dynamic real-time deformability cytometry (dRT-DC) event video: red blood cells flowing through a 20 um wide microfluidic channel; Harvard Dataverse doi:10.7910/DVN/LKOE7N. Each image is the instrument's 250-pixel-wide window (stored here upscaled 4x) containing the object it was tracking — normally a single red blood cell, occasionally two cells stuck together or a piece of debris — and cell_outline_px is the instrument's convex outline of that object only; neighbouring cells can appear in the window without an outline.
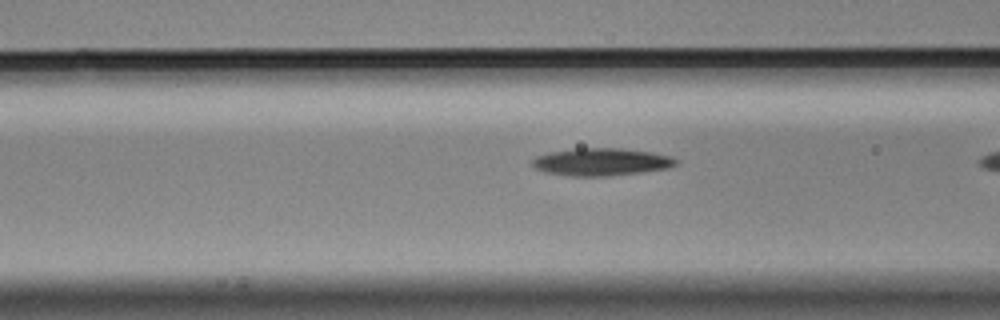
{"species": "Egyptian fruit bat (a non-hibernating species)", "species_latin": "Rousettus aegyptiacus", "temperature_condition": "cold", "stored_images_in_passage": 41, "camera_frame_rate_fps": 3000, "um_per_image_px": 0.085, "animal": {"sex": "male"}, "frame": {"image": 1, "passage_image": 18, "time_ms": 5.667, "image_size_px": [1000, 320], "cell_outline_px": [[680, 160], [676, 164], [668, 168], [640, 172], [604, 176], [568, 176], [544, 172], [536, 168], [532, 164], [532, 160], [536, 156], [548, 152], [576, 148], [620, 148], [652, 152], [672, 156]], "centroid_in_image_um": [51.11, 13.75], "position_along_channel_um": 115.5, "area_um2": 23.12}}
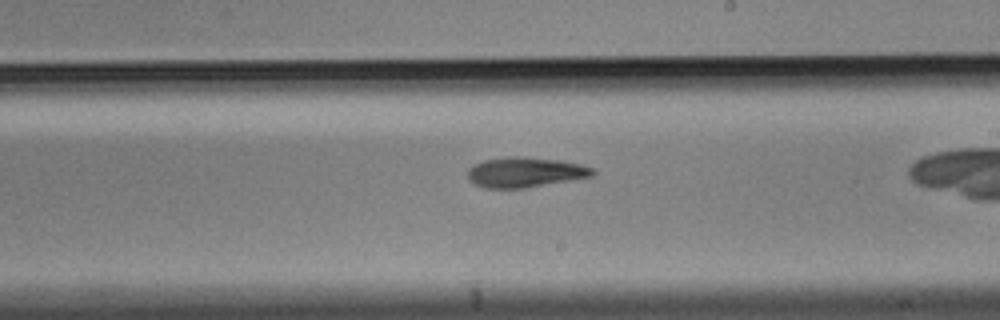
{"frame": {"image": 2, "passage_image": 29, "time_ms": 9.333, "image_size_px": [1000, 320], "cell_outline_px": [[596, 172], [592, 176], [524, 188], [484, 188], [468, 180], [468, 168], [472, 164], [484, 160], [512, 156], [516, 156], [556, 160], [580, 164], [592, 168]], "centroid_in_image_um": [44.58, 14.64], "position_along_channel_um": 244.4, "area_um2": 21.68}}
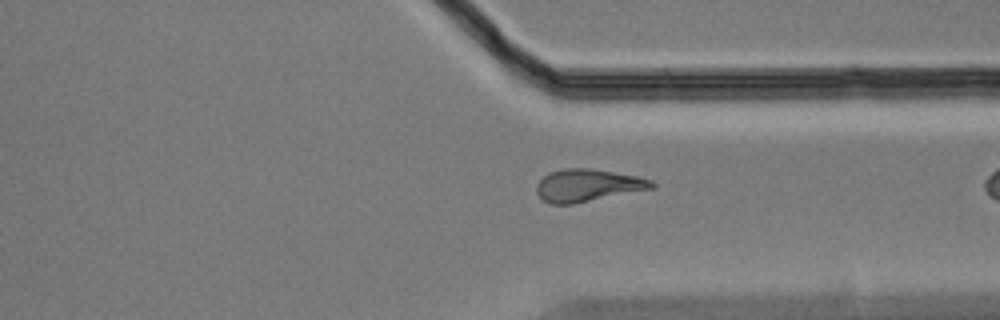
{"frame": {"image": 3, "passage_image": 39, "time_ms": 12.667, "image_size_px": [1000, 320], "cell_outline_px": [[656, 188], [572, 204], [552, 204], [544, 200], [536, 192], [536, 184], [548, 172], [564, 168], [588, 168], [636, 176], [652, 180], [656, 184]], "centroid_in_image_um": [49.96, 15.75], "position_along_channel_um": 361.4, "area_um2": 21.73}}